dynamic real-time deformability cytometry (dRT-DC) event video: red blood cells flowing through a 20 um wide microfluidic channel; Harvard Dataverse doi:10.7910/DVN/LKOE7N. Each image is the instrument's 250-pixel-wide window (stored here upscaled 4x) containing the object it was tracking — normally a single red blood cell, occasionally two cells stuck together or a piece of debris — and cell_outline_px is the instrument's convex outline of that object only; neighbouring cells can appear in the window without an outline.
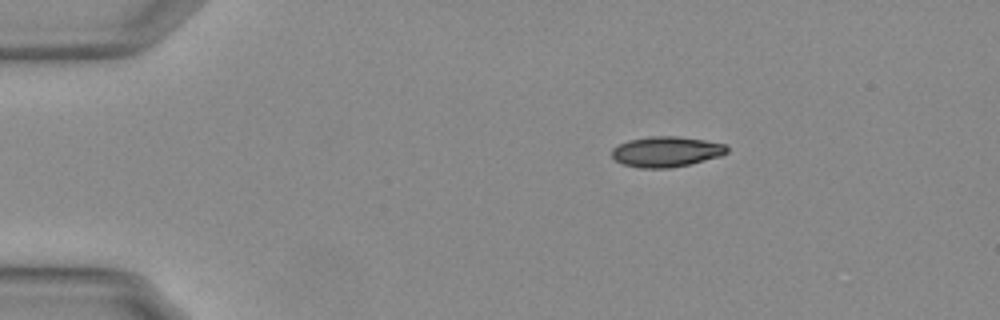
{"species": "Egyptian fruit bat (a non-hibernating species)", "species_latin": "Rousettus aegyptiacus", "temperature_condition": "warm", "stored_images_in_passage": 32, "camera_frame_rate_fps": 3000, "um_per_image_px": 0.085, "animal": {"sex": "female"}, "frame": {"image": 1, "passage_image": 1, "time_ms": 0.0, "image_size_px": [1000, 320], "cell_outline_px": [[728, 152], [720, 156], [688, 164], [668, 168], [640, 168], [624, 164], [616, 160], [612, 156], [612, 148], [628, 140], [648, 136], [676, 136], [704, 140], [724, 144], [728, 148]], "centroid_in_image_um": [56.62, 12.88], "position_along_channel_um": 28.4, "area_um2": 20.23}}
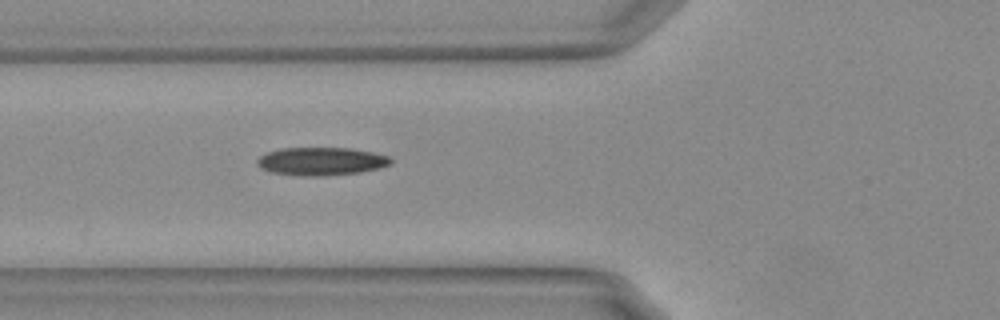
{"frame": {"image": 2, "passage_image": 12, "time_ms": 3.667, "image_size_px": [1000, 320], "cell_outline_px": [[392, 164], [360, 172], [316, 176], [312, 176], [272, 172], [260, 168], [256, 164], [256, 160], [260, 156], [268, 152], [280, 148], [352, 148], [372, 152], [388, 156], [392, 160]], "centroid_in_image_um": [27.29, 13.69], "position_along_channel_um": 98.5, "area_um2": 21.56}}
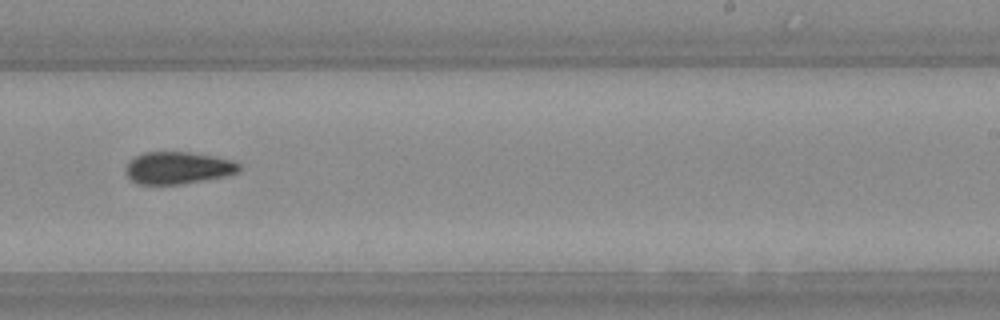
{"frame": {"image": 3, "passage_image": 26, "time_ms": 8.333, "image_size_px": [1000, 320], "cell_outline_px": [[240, 172], [228, 176], [184, 184], [136, 184], [124, 172], [128, 164], [136, 156], [144, 152], [188, 152], [212, 156], [232, 160], [240, 164]], "centroid_in_image_um": [15.16, 14.28], "position_along_channel_um": 273.8, "area_um2": 21.33}}